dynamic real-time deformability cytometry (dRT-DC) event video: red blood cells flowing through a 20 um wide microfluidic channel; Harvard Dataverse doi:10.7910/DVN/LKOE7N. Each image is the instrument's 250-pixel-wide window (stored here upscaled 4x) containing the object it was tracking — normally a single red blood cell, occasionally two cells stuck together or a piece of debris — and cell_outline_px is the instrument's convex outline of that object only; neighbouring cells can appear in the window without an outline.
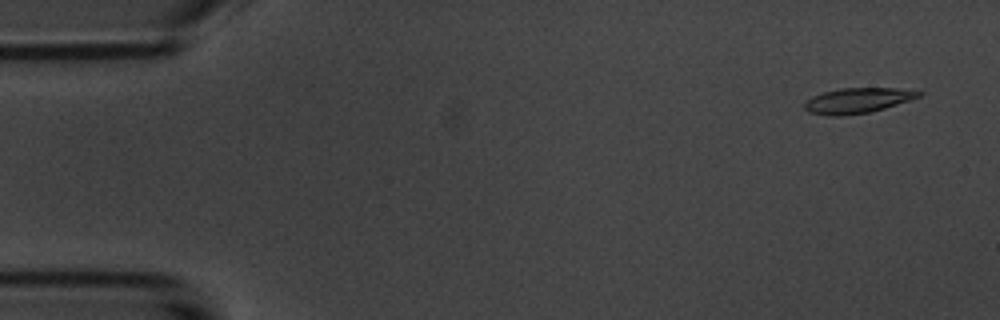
{"species": "common noctule bat (a hibernating species)", "species_latin": "Nyctalus noctula", "temperature_condition": "room temperature", "stored_images_in_passage": 4, "camera_frame_rate_fps": 3000, "um_per_image_px": 0.085, "animal": {"sex": "male", "body_mass_g": 20.1, "forearm_length_mm": 53.5}, "frame": {"image": 1, "passage_image": 1, "time_ms": 0.0, "image_size_px": [1000, 320], "cell_outline_px": [[924, 92], [920, 96], [884, 108], [868, 112], [840, 116], [828, 116], [808, 112], [804, 108], [804, 100], [812, 96], [824, 92], [840, 88], [896, 88]], "centroid_in_image_um": [72.82, 8.54], "position_along_channel_um": 12.2, "area_um2": 16.7}}
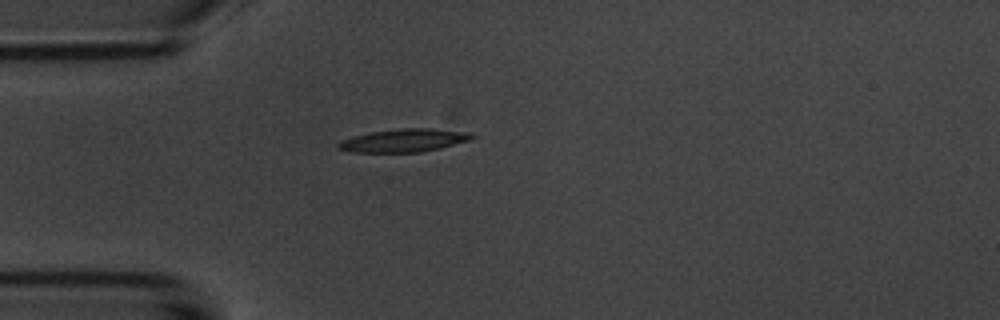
{"frame": {"image": 2, "passage_image": 4, "time_ms": 4.0, "image_size_px": [1000, 320], "cell_outline_px": [[476, 136], [472, 140], [440, 148], [420, 152], [352, 152], [336, 148], [336, 144], [340, 140], [372, 132], [404, 128], [432, 128], [472, 132]], "centroid_in_image_um": [34.39, 11.93], "position_along_channel_um": 50.6, "area_um2": 18.03}}